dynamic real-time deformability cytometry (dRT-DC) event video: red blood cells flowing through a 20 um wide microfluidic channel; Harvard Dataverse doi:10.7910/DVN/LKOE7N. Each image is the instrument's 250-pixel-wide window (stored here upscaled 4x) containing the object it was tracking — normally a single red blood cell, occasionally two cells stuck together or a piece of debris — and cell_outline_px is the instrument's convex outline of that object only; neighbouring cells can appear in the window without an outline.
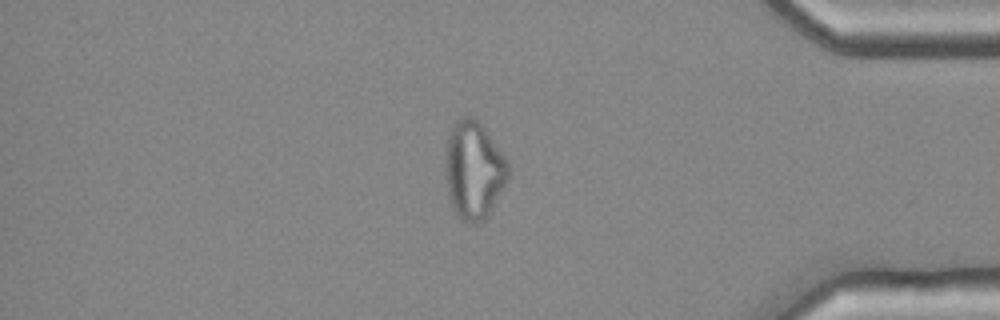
{"species": "common noctule bat (a hibernating species)", "species_latin": "Nyctalus noctula", "temperature_condition": "cold", "stored_images_in_passage": 54, "camera_frame_rate_fps": 3000, "um_per_image_px": 0.085, "animal": {"sex": "female", "body_mass_g": 25.1}, "frame": {"image": 1, "passage_image": 46, "time_ms": 15.0, "image_size_px": [1000, 320], "cell_outline_px": [[508, 176], [504, 184], [488, 212], [476, 224], [468, 224], [456, 212], [452, 204], [448, 192], [448, 136], [452, 128], [464, 116], [472, 116], [484, 128], [508, 160]], "centroid_in_image_um": [40.3, 14.44], "position_along_channel_um": 394.9, "area_um2": 33.93}}